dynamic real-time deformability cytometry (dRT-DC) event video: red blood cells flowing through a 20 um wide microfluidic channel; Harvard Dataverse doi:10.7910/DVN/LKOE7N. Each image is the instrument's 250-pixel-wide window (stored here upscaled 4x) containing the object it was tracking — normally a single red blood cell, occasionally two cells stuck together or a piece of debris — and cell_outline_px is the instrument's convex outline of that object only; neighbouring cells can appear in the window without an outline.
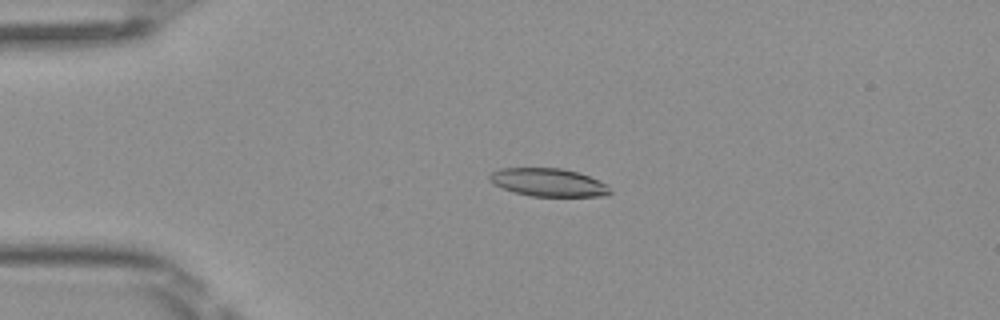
{"species": "Egyptian fruit bat (a non-hibernating species)", "species_latin": "Rousettus aegyptiacus", "temperature_condition": "room temperature", "stored_images_in_passage": 5, "camera_frame_rate_fps": 3000, "um_per_image_px": 0.085, "frame": {"image": 1, "passage_image": 3, "time_ms": 0.667, "image_size_px": [1000, 320], "cell_outline_px": [[612, 192], [604, 196], [528, 196], [492, 184], [488, 180], [488, 176], [492, 172], [500, 168], [560, 168], [576, 172], [600, 180]], "centroid_in_image_um": [46.56, 15.5], "position_along_channel_um": 38.4, "area_um2": 19.54}}
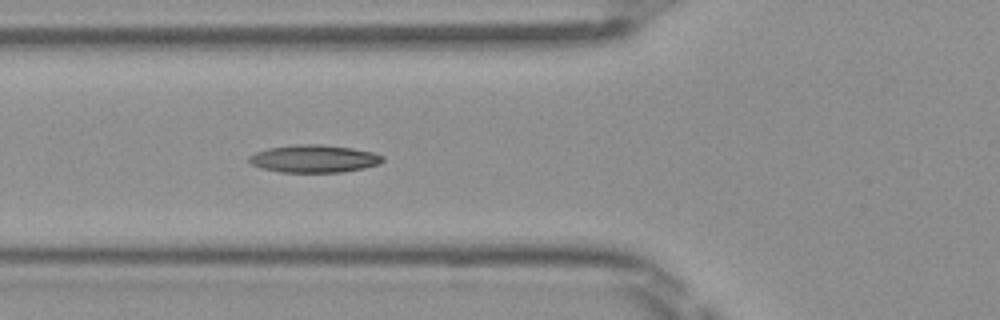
{"frame": {"image": 2, "passage_image": 5, "time_ms": 1.333, "image_size_px": [1000, 320], "cell_outline_px": [[384, 160], [380, 164], [364, 168], [344, 172], [280, 172], [260, 168], [252, 164], [248, 160], [248, 156], [256, 152], [268, 148], [296, 144], [320, 144], [352, 148], [372, 152], [384, 156]], "centroid_in_image_um": [26.7, 13.49], "position_along_channel_um": 99.1, "area_um2": 21.62}}